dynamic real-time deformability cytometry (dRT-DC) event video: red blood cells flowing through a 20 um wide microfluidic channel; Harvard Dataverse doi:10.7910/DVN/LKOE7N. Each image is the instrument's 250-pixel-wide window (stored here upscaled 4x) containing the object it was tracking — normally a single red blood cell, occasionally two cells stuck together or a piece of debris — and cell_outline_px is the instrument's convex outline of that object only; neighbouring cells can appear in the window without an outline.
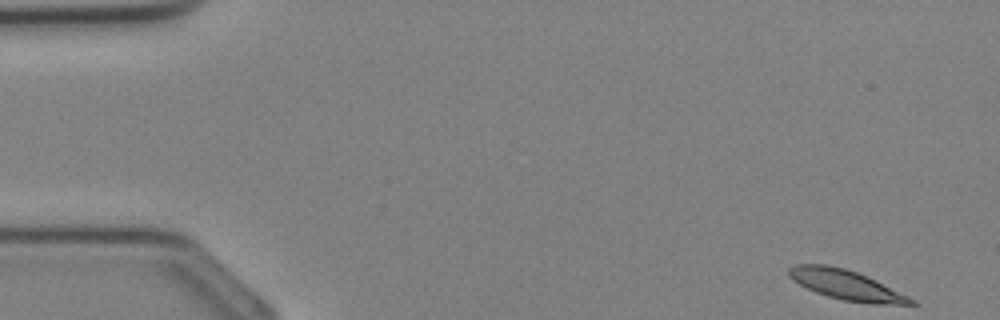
{"species": "Egyptian fruit bat (a non-hibernating species)", "species_latin": "Rousettus aegyptiacus", "temperature_condition": "cold", "stored_images_in_passage": 34, "camera_frame_rate_fps": 3000, "um_per_image_px": 0.085, "animal": {"sex": "female"}, "frame": {"image": 1, "passage_image": 1, "time_ms": 0.0, "image_size_px": [1000, 320], "cell_outline_px": [[916, 304], [872, 304], [844, 300], [828, 296], [816, 292], [792, 280], [788, 276], [788, 268], [796, 264], [828, 264], [844, 268], [856, 272], [908, 296], [916, 300]], "centroid_in_image_um": [71.87, 24.21], "position_along_channel_um": 13.1, "area_um2": 20.81}}
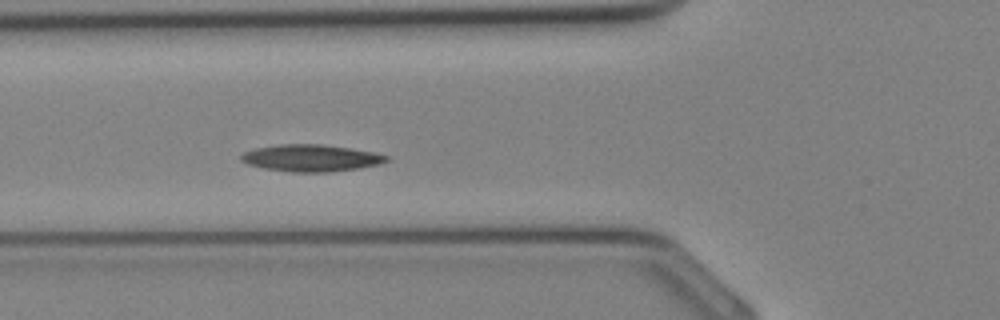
{"frame": {"image": 2, "passage_image": 12, "time_ms": 3.667, "image_size_px": [1000, 320], "cell_outline_px": [[392, 160], [380, 164], [360, 168], [328, 172], [292, 172], [264, 168], [248, 164], [240, 160], [240, 156], [244, 152], [256, 148], [280, 144], [324, 144], [372, 152], [388, 156]], "centroid_in_image_um": [26.45, 13.43], "position_along_channel_um": 99.3, "area_um2": 22.77}}
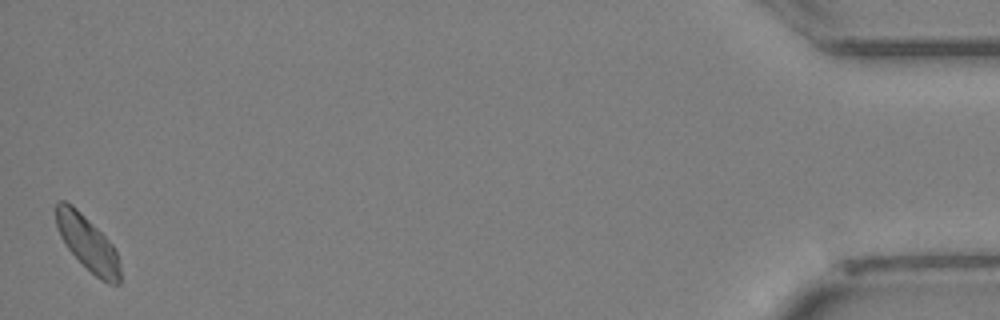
{"frame": {"image": 3, "passage_image": 34, "time_ms": 11.0, "image_size_px": [1000, 320], "cell_outline_px": [[120, 284], [108, 284], [100, 280], [64, 244], [60, 236], [56, 224], [56, 204], [60, 200], [64, 200], [72, 204], [112, 244], [116, 252], [120, 264]], "centroid_in_image_um": [7.45, 20.68], "position_along_channel_um": 427.8, "area_um2": 20.0}}